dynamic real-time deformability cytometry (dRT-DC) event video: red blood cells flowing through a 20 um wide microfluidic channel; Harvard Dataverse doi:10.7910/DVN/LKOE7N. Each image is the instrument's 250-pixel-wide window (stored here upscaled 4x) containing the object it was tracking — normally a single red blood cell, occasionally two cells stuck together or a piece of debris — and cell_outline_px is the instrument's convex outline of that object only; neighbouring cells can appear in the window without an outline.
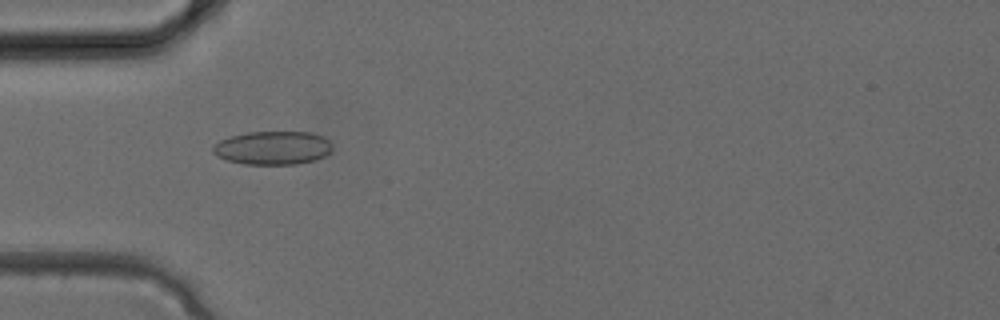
{"species": "common noctule bat (a hibernating species)", "species_latin": "Nyctalus noctula", "temperature_condition": "cold", "stored_images_in_passage": 31, "camera_frame_rate_fps": 3000, "um_per_image_px": 0.085, "animal": {"sex": "female", "body_mass_g": 24.6, "forearm_length_mm": 56.2}, "frame": {"image": 1, "passage_image": 8, "time_ms": 2.333, "image_size_px": [1000, 320], "cell_outline_px": [[332, 152], [316, 160], [296, 164], [244, 164], [228, 160], [216, 156], [212, 152], [212, 148], [220, 140], [232, 136], [248, 132], [312, 132], [324, 136], [332, 144]], "centroid_in_image_um": [23.22, 12.57], "position_along_channel_um": 61.8, "area_um2": 23.41}}
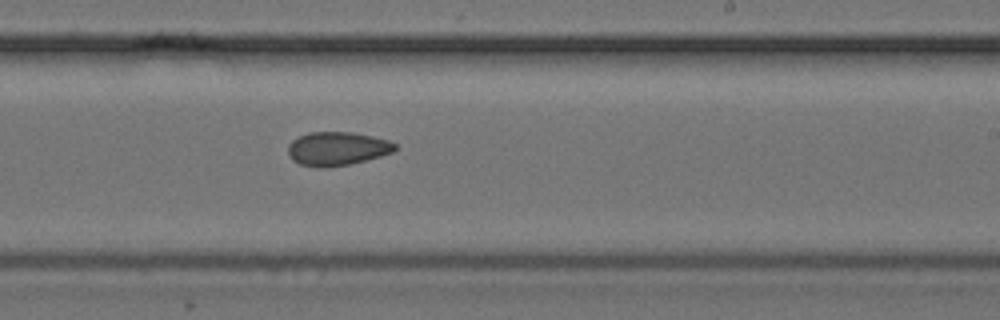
{"frame": {"image": 2, "passage_image": 18, "time_ms": 5.667, "image_size_px": [1000, 320], "cell_outline_px": [[396, 148], [392, 152], [380, 156], [348, 164], [324, 168], [316, 168], [300, 164], [292, 160], [288, 152], [288, 144], [296, 136], [308, 132], [352, 132], [372, 136], [388, 140], [396, 144]], "centroid_in_image_um": [28.6, 12.63], "position_along_channel_um": 260.4, "area_um2": 21.04}}
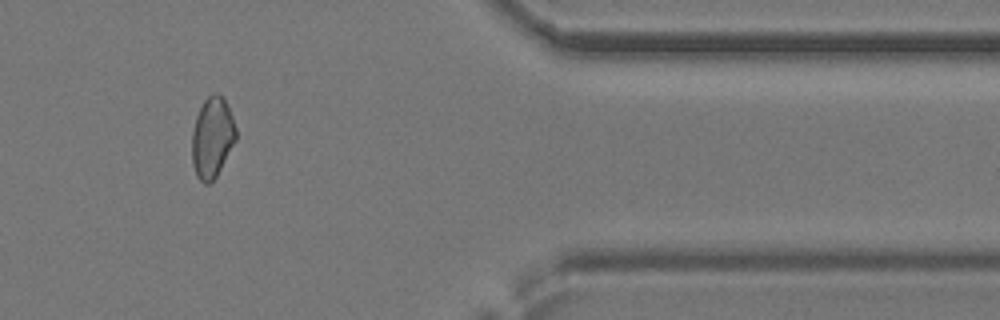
{"frame": {"image": 3, "passage_image": 26, "time_ms": 8.333, "image_size_px": [1000, 320], "cell_outline_px": [[236, 140], [216, 176], [208, 184], [204, 184], [196, 176], [192, 164], [192, 132], [196, 116], [204, 100], [212, 92], [216, 92], [224, 96], [232, 116], [236, 128]], "centroid_in_image_um": [18.03, 11.66], "position_along_channel_um": 393.4, "area_um2": 20.75}}